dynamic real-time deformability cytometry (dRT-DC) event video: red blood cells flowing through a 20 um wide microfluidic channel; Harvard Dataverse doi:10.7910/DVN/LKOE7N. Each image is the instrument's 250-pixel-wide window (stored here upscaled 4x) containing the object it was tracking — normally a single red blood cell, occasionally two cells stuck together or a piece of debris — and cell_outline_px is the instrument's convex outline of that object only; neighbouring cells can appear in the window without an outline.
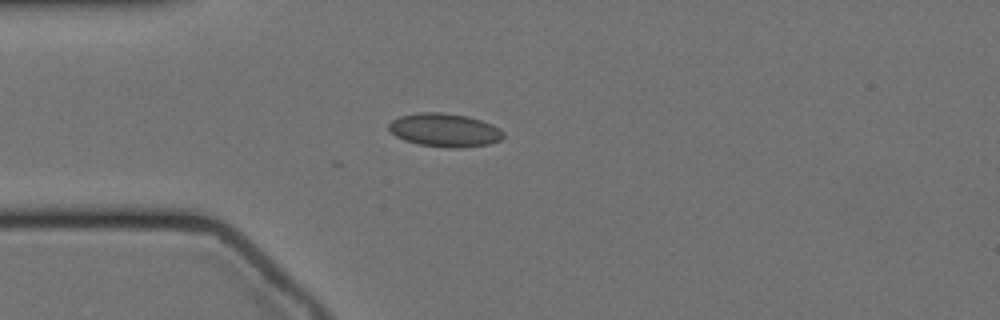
{"species": "Egyptian fruit bat (a non-hibernating species)", "species_latin": "Rousettus aegyptiacus", "temperature_condition": "cold", "stored_images_in_passage": 7, "camera_frame_rate_fps": 3000, "um_per_image_px": 0.085, "animal": {"sex": "female"}, "frame": {"image": 1, "passage_image": 1, "time_ms": 0.0, "image_size_px": [1000, 320], "cell_outline_px": [[504, 136], [500, 140], [488, 144], [460, 148], [448, 148], [420, 144], [404, 140], [396, 136], [388, 128], [388, 124], [392, 120], [400, 116], [420, 112], [440, 112], [468, 116], [492, 124], [504, 132]], "centroid_in_image_um": [37.8, 11.05], "position_along_channel_um": 47.2, "area_um2": 22.25}}
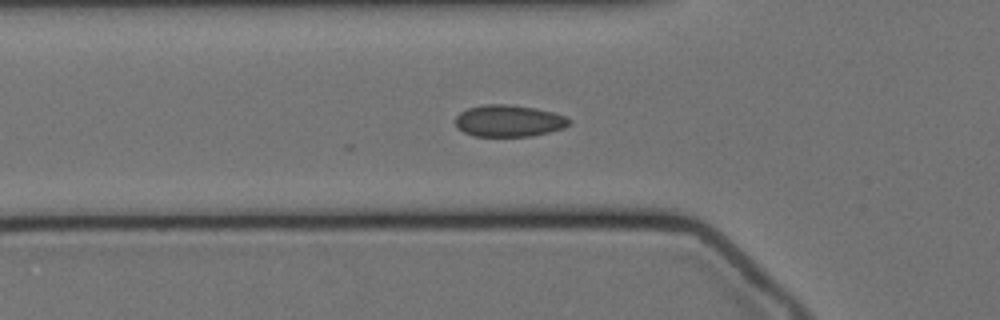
{"frame": {"image": 2, "passage_image": 5, "time_ms": 1.333, "image_size_px": [1000, 320], "cell_outline_px": [[572, 120], [564, 128], [532, 136], [472, 136], [456, 128], [456, 116], [460, 112], [468, 108], [484, 104], [508, 104], [536, 108], [552, 112], [564, 116]], "centroid_in_image_um": [43.22, 10.27], "position_along_channel_um": 82.6, "area_um2": 21.1}}